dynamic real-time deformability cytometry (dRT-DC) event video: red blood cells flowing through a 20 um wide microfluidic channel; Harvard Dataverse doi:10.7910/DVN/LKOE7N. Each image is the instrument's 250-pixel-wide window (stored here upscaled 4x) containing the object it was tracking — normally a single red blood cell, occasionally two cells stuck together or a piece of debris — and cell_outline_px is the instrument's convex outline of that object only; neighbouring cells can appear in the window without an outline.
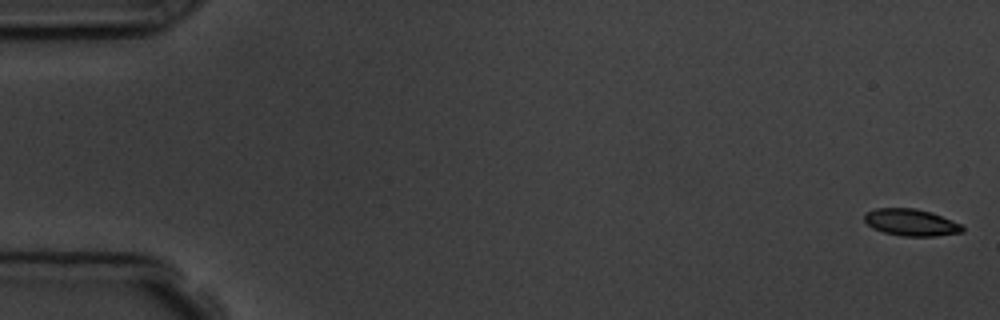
{"species": "common noctule bat (a hibernating species)", "species_latin": "Nyctalus noctula", "temperature_condition": "room temperature", "stored_images_in_passage": 6, "camera_frame_rate_fps": 3000, "um_per_image_px": 0.085, "animal": {"sex": "male", "body_mass_g": 19.5, "forearm_length_mm": 54.6}, "frame": {"image": 1, "passage_image": 1, "time_ms": 0.0, "image_size_px": [1000, 320], "cell_outline_px": [[964, 232], [936, 236], [904, 236], [884, 232], [872, 228], [864, 220], [864, 212], [876, 208], [916, 208], [932, 212], [960, 224], [964, 228]], "centroid_in_image_um": [77.42, 18.9], "position_along_channel_um": 7.6, "area_um2": 15.37}}
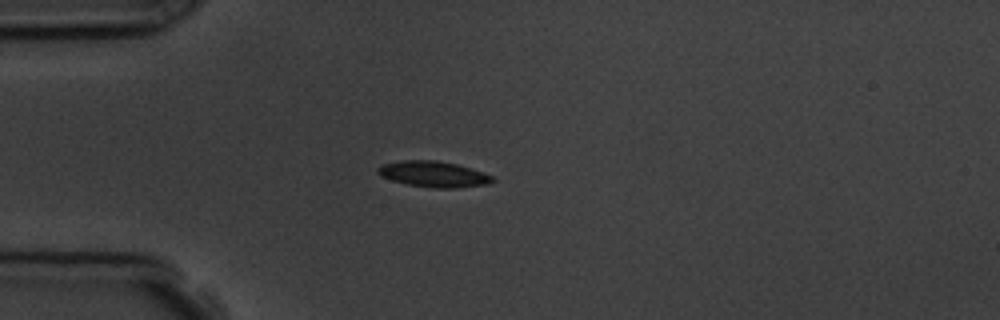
{"frame": {"image": 2, "passage_image": 5, "time_ms": 4.667, "image_size_px": [1000, 320], "cell_outline_px": [[496, 180], [488, 184], [456, 188], [436, 188], [408, 184], [392, 180], [380, 176], [376, 172], [376, 168], [380, 164], [400, 160], [436, 160], [456, 164], [484, 172], [492, 176]], "centroid_in_image_um": [36.82, 14.79], "position_along_channel_um": 48.2, "area_um2": 17.4}}